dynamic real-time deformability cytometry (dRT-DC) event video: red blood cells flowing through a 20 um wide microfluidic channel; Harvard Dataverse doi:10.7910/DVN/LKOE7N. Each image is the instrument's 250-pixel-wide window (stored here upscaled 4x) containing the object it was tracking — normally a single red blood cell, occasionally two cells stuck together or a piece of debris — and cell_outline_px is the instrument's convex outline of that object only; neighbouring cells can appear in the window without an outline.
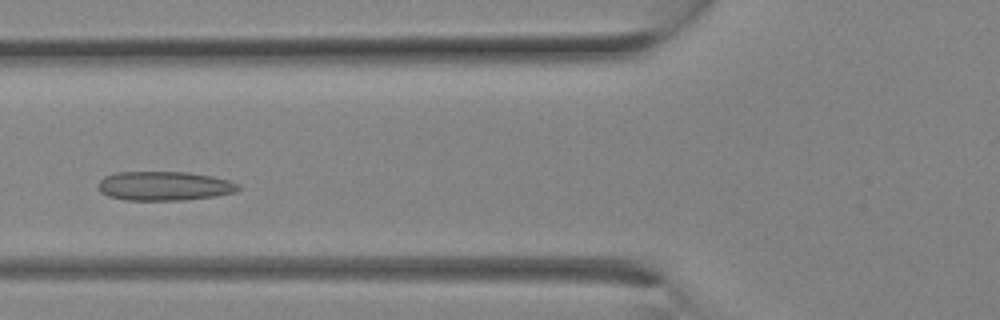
{"species": "Egyptian fruit bat (a non-hibernating species)", "species_latin": "Rousettus aegyptiacus", "temperature_condition": "room temperature", "stored_images_in_passage": 11, "camera_frame_rate_fps": 3000, "um_per_image_px": 0.085, "animal": {"sex": "female"}, "frame": {"image": 1, "passage_image": 8, "time_ms": 2.333, "image_size_px": [1000, 320], "cell_outline_px": [[240, 188], [236, 192], [216, 196], [184, 200], [124, 200], [108, 196], [100, 192], [96, 188], [100, 180], [104, 176], [116, 172], [188, 172], [212, 176], [228, 180], [240, 184]], "centroid_in_image_um": [13.95, 15.81], "position_along_channel_um": 111.9, "area_um2": 24.04}}
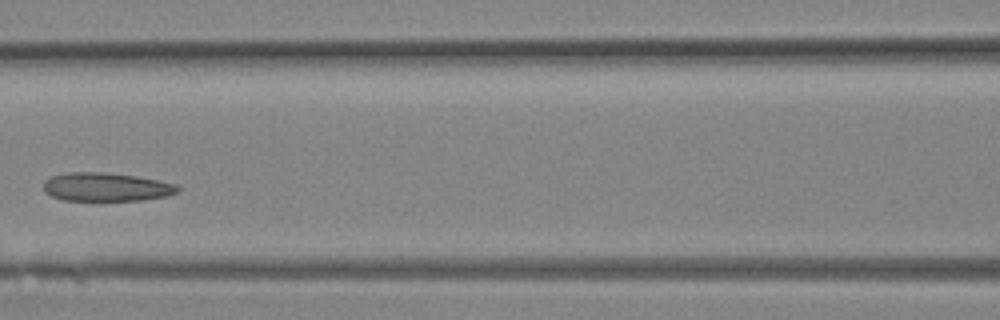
{"frame": {"image": 2, "passage_image": 10, "time_ms": 3.0, "image_size_px": [1000, 320], "cell_outline_px": [[180, 188], [176, 192], [168, 196], [144, 200], [64, 200], [52, 196], [44, 192], [44, 180], [52, 176], [68, 172], [104, 172], [136, 176], [176, 184]], "centroid_in_image_um": [9.02, 15.89], "position_along_channel_um": 157.6, "area_um2": 22.25}}